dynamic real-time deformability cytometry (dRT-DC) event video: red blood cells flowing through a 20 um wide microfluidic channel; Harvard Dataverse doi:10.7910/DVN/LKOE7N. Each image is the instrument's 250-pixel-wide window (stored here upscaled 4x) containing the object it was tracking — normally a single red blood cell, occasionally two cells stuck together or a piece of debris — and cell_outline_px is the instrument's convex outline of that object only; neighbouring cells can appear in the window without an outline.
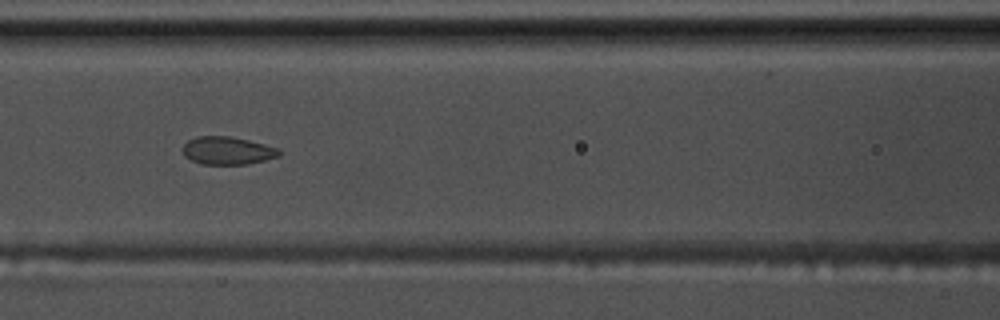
{"species": "common noctule bat (a hibernating species)", "species_latin": "Nyctalus noctula", "temperature_condition": "warm", "stored_images_in_passage": 47, "camera_frame_rate_fps": 3000, "um_per_image_px": 0.085, "animal": {"sex": "male", "body_mass_g": 17.5, "forearm_length_mm": 52.3}, "frame": {"image": 1, "passage_image": 15, "time_ms": 4.667, "image_size_px": [1000, 320], "cell_outline_px": [[280, 156], [248, 164], [200, 164], [184, 156], [180, 148], [188, 140], [196, 136], [232, 136], [280, 148]], "centroid_in_image_um": [19.31, 12.79], "position_along_channel_um": 147.3, "area_um2": 15.84}}
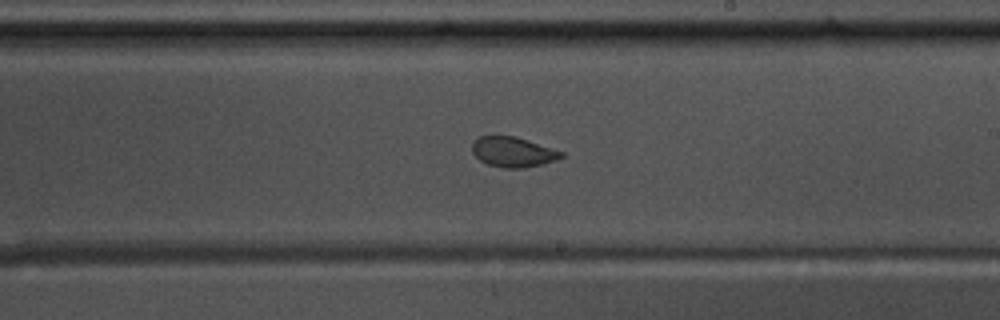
{"frame": {"image": 2, "passage_image": 23, "time_ms": 7.333, "image_size_px": [1000, 320], "cell_outline_px": [[564, 156], [556, 160], [524, 168], [504, 168], [488, 164], [480, 160], [472, 152], [472, 144], [480, 136], [516, 136], [564, 152]], "centroid_in_image_um": [43.61, 12.92], "position_along_channel_um": 245.4, "area_um2": 15.49}}
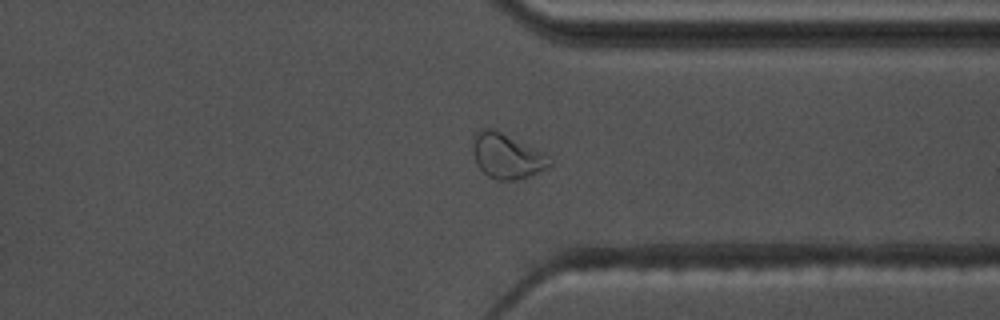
{"frame": {"image": 3, "passage_image": 33, "time_ms": 10.667, "image_size_px": [1000, 320], "cell_outline_px": [[552, 164], [548, 168], [528, 176], [516, 180], [496, 180], [488, 176], [476, 164], [472, 152], [472, 144], [476, 132], [480, 128], [496, 128], [544, 152], [552, 160]], "centroid_in_image_um": [43.07, 13.23], "position_along_channel_um": 368.3, "area_um2": 20.58}, "authors_computed_cell_mechanics": {"area_um2": 17.1088, "velocity_mm_per_s": 3.6961, "shape_relaxation_time_tau1_ms": null, "shape_relaxation_time_tau2_ms": 0.7183, "deformation_change_tau1": null, "deformation_change_tau2": 0.0654}}